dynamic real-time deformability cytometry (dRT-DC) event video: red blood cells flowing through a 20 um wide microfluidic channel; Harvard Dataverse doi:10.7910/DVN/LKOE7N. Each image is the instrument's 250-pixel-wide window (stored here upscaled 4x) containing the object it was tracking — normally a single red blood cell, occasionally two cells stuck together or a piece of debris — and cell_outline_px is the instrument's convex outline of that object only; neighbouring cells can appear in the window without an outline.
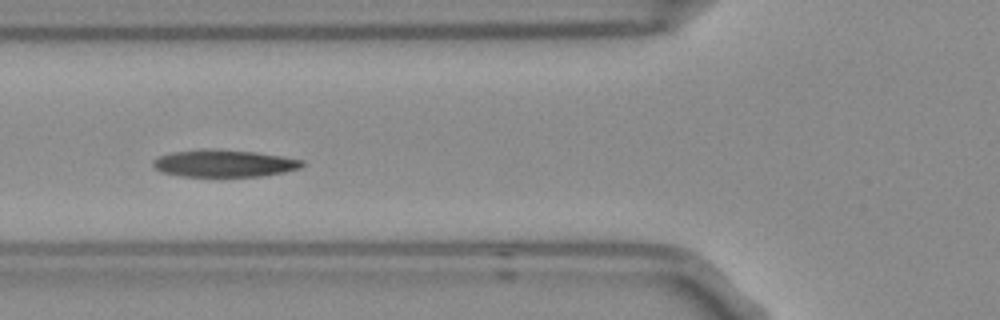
{"species": "Egyptian fruit bat (a non-hibernating species)", "species_latin": "Rousettus aegyptiacus", "temperature_condition": "room temperature", "stored_images_in_passage": 5, "camera_frame_rate_fps": 3000, "um_per_image_px": 0.085, "frame": {"image": 1, "passage_image": 3, "time_ms": 0.667, "image_size_px": [1000, 320], "cell_outline_px": [[304, 164], [300, 168], [284, 172], [260, 176], [180, 176], [160, 172], [152, 164], [152, 160], [160, 156], [172, 152], [200, 148], [212, 148], [256, 152], [304, 160]], "centroid_in_image_um": [19.01, 13.87], "position_along_channel_um": 106.8, "area_um2": 23.76}}